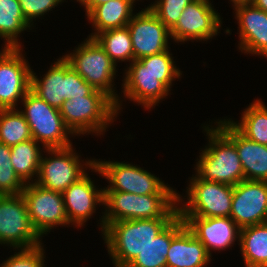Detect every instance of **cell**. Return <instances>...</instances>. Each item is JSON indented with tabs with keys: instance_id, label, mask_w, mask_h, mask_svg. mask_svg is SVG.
<instances>
[{
	"instance_id": "1f68e13d",
	"label": "cell",
	"mask_w": 267,
	"mask_h": 267,
	"mask_svg": "<svg viewBox=\"0 0 267 267\" xmlns=\"http://www.w3.org/2000/svg\"><path fill=\"white\" fill-rule=\"evenodd\" d=\"M10 157L11 148L0 143V195H20L25 187L13 169Z\"/></svg>"
},
{
	"instance_id": "74e56055",
	"label": "cell",
	"mask_w": 267,
	"mask_h": 267,
	"mask_svg": "<svg viewBox=\"0 0 267 267\" xmlns=\"http://www.w3.org/2000/svg\"><path fill=\"white\" fill-rule=\"evenodd\" d=\"M230 2H232V7L236 6V5H240V4H246V3H251L252 0H231Z\"/></svg>"
},
{
	"instance_id": "e0dca14e",
	"label": "cell",
	"mask_w": 267,
	"mask_h": 267,
	"mask_svg": "<svg viewBox=\"0 0 267 267\" xmlns=\"http://www.w3.org/2000/svg\"><path fill=\"white\" fill-rule=\"evenodd\" d=\"M122 80L124 98L151 109L170 94V90L139 61L130 62Z\"/></svg>"
},
{
	"instance_id": "7c38bea8",
	"label": "cell",
	"mask_w": 267,
	"mask_h": 267,
	"mask_svg": "<svg viewBox=\"0 0 267 267\" xmlns=\"http://www.w3.org/2000/svg\"><path fill=\"white\" fill-rule=\"evenodd\" d=\"M22 195L30 221L41 237L54 227L70 226L61 192L46 189L33 182L25 184Z\"/></svg>"
},
{
	"instance_id": "4316f807",
	"label": "cell",
	"mask_w": 267,
	"mask_h": 267,
	"mask_svg": "<svg viewBox=\"0 0 267 267\" xmlns=\"http://www.w3.org/2000/svg\"><path fill=\"white\" fill-rule=\"evenodd\" d=\"M241 120L230 123L246 138L267 146V106L260 99L254 100L242 112ZM240 122V123H239Z\"/></svg>"
},
{
	"instance_id": "4fadbf2b",
	"label": "cell",
	"mask_w": 267,
	"mask_h": 267,
	"mask_svg": "<svg viewBox=\"0 0 267 267\" xmlns=\"http://www.w3.org/2000/svg\"><path fill=\"white\" fill-rule=\"evenodd\" d=\"M210 0H194L181 13L177 24L170 30L174 42L208 41L216 36L222 19Z\"/></svg>"
},
{
	"instance_id": "4dcf8cb0",
	"label": "cell",
	"mask_w": 267,
	"mask_h": 267,
	"mask_svg": "<svg viewBox=\"0 0 267 267\" xmlns=\"http://www.w3.org/2000/svg\"><path fill=\"white\" fill-rule=\"evenodd\" d=\"M172 54L170 50L147 56L139 59V61L148 69V71L158 77L170 91L173 81L182 76V72L174 64Z\"/></svg>"
},
{
	"instance_id": "d6a6232c",
	"label": "cell",
	"mask_w": 267,
	"mask_h": 267,
	"mask_svg": "<svg viewBox=\"0 0 267 267\" xmlns=\"http://www.w3.org/2000/svg\"><path fill=\"white\" fill-rule=\"evenodd\" d=\"M194 0H155L147 6L171 30L178 22L185 7Z\"/></svg>"
},
{
	"instance_id": "e575fe53",
	"label": "cell",
	"mask_w": 267,
	"mask_h": 267,
	"mask_svg": "<svg viewBox=\"0 0 267 267\" xmlns=\"http://www.w3.org/2000/svg\"><path fill=\"white\" fill-rule=\"evenodd\" d=\"M64 1L66 0H19L23 16L31 26L34 25L33 20L40 19Z\"/></svg>"
},
{
	"instance_id": "d590c367",
	"label": "cell",
	"mask_w": 267,
	"mask_h": 267,
	"mask_svg": "<svg viewBox=\"0 0 267 267\" xmlns=\"http://www.w3.org/2000/svg\"><path fill=\"white\" fill-rule=\"evenodd\" d=\"M111 0H77L81 6L85 8V14L87 15L95 6L109 2Z\"/></svg>"
},
{
	"instance_id": "44dd1931",
	"label": "cell",
	"mask_w": 267,
	"mask_h": 267,
	"mask_svg": "<svg viewBox=\"0 0 267 267\" xmlns=\"http://www.w3.org/2000/svg\"><path fill=\"white\" fill-rule=\"evenodd\" d=\"M217 121L215 124L235 143L244 179L267 181V146L246 138L228 119Z\"/></svg>"
},
{
	"instance_id": "836d02e7",
	"label": "cell",
	"mask_w": 267,
	"mask_h": 267,
	"mask_svg": "<svg viewBox=\"0 0 267 267\" xmlns=\"http://www.w3.org/2000/svg\"><path fill=\"white\" fill-rule=\"evenodd\" d=\"M44 245L26 249H18L19 252L8 257L0 264V267H45Z\"/></svg>"
},
{
	"instance_id": "83f0119b",
	"label": "cell",
	"mask_w": 267,
	"mask_h": 267,
	"mask_svg": "<svg viewBox=\"0 0 267 267\" xmlns=\"http://www.w3.org/2000/svg\"><path fill=\"white\" fill-rule=\"evenodd\" d=\"M32 29L23 16L19 0H0V38L11 48H21L22 31Z\"/></svg>"
},
{
	"instance_id": "8fae6325",
	"label": "cell",
	"mask_w": 267,
	"mask_h": 267,
	"mask_svg": "<svg viewBox=\"0 0 267 267\" xmlns=\"http://www.w3.org/2000/svg\"><path fill=\"white\" fill-rule=\"evenodd\" d=\"M41 240L30 221L23 195H0V244L16 251L38 246Z\"/></svg>"
},
{
	"instance_id": "484cf974",
	"label": "cell",
	"mask_w": 267,
	"mask_h": 267,
	"mask_svg": "<svg viewBox=\"0 0 267 267\" xmlns=\"http://www.w3.org/2000/svg\"><path fill=\"white\" fill-rule=\"evenodd\" d=\"M40 147V144L34 139L10 147L13 169L24 184L33 183L37 180L43 153ZM34 176H36V179L33 180Z\"/></svg>"
},
{
	"instance_id": "7a4b0ae2",
	"label": "cell",
	"mask_w": 267,
	"mask_h": 267,
	"mask_svg": "<svg viewBox=\"0 0 267 267\" xmlns=\"http://www.w3.org/2000/svg\"><path fill=\"white\" fill-rule=\"evenodd\" d=\"M105 212L100 226L103 233L109 223L152 218H176L177 194L136 195L120 191H104Z\"/></svg>"
},
{
	"instance_id": "9a60e30c",
	"label": "cell",
	"mask_w": 267,
	"mask_h": 267,
	"mask_svg": "<svg viewBox=\"0 0 267 267\" xmlns=\"http://www.w3.org/2000/svg\"><path fill=\"white\" fill-rule=\"evenodd\" d=\"M127 27L130 31L134 60L168 50L170 30L148 7L136 12Z\"/></svg>"
},
{
	"instance_id": "d4e9b609",
	"label": "cell",
	"mask_w": 267,
	"mask_h": 267,
	"mask_svg": "<svg viewBox=\"0 0 267 267\" xmlns=\"http://www.w3.org/2000/svg\"><path fill=\"white\" fill-rule=\"evenodd\" d=\"M238 245L245 267H267V222L241 228Z\"/></svg>"
},
{
	"instance_id": "8992f818",
	"label": "cell",
	"mask_w": 267,
	"mask_h": 267,
	"mask_svg": "<svg viewBox=\"0 0 267 267\" xmlns=\"http://www.w3.org/2000/svg\"><path fill=\"white\" fill-rule=\"evenodd\" d=\"M24 110L19 111L25 117L32 138L41 143L42 150L52 148H66L73 146L69 135L75 136L66 126L60 111L50 106L29 90L21 101Z\"/></svg>"
},
{
	"instance_id": "603a6c76",
	"label": "cell",
	"mask_w": 267,
	"mask_h": 267,
	"mask_svg": "<svg viewBox=\"0 0 267 267\" xmlns=\"http://www.w3.org/2000/svg\"><path fill=\"white\" fill-rule=\"evenodd\" d=\"M136 1L139 0H111L95 6L86 15L95 31L88 38H94L100 32L126 27L134 15Z\"/></svg>"
},
{
	"instance_id": "6da1fadb",
	"label": "cell",
	"mask_w": 267,
	"mask_h": 267,
	"mask_svg": "<svg viewBox=\"0 0 267 267\" xmlns=\"http://www.w3.org/2000/svg\"><path fill=\"white\" fill-rule=\"evenodd\" d=\"M174 219H135L109 223L102 237L114 266L127 267Z\"/></svg>"
},
{
	"instance_id": "5b68a950",
	"label": "cell",
	"mask_w": 267,
	"mask_h": 267,
	"mask_svg": "<svg viewBox=\"0 0 267 267\" xmlns=\"http://www.w3.org/2000/svg\"><path fill=\"white\" fill-rule=\"evenodd\" d=\"M68 53L64 59L95 90L102 91L115 103L118 113L123 109L122 101L115 92L117 65L106 54L105 50L94 38H88ZM114 87V88H113Z\"/></svg>"
},
{
	"instance_id": "3957f363",
	"label": "cell",
	"mask_w": 267,
	"mask_h": 267,
	"mask_svg": "<svg viewBox=\"0 0 267 267\" xmlns=\"http://www.w3.org/2000/svg\"><path fill=\"white\" fill-rule=\"evenodd\" d=\"M203 128L208 137V146L201 150L195 174L205 181L232 186L243 181L244 171L235 143L217 125H205Z\"/></svg>"
},
{
	"instance_id": "f35d334b",
	"label": "cell",
	"mask_w": 267,
	"mask_h": 267,
	"mask_svg": "<svg viewBox=\"0 0 267 267\" xmlns=\"http://www.w3.org/2000/svg\"><path fill=\"white\" fill-rule=\"evenodd\" d=\"M11 49V47L4 43V47L2 49V51H0V59Z\"/></svg>"
},
{
	"instance_id": "f546056e",
	"label": "cell",
	"mask_w": 267,
	"mask_h": 267,
	"mask_svg": "<svg viewBox=\"0 0 267 267\" xmlns=\"http://www.w3.org/2000/svg\"><path fill=\"white\" fill-rule=\"evenodd\" d=\"M30 139V127L18 108L0 109V143L12 147Z\"/></svg>"
},
{
	"instance_id": "9c48e42d",
	"label": "cell",
	"mask_w": 267,
	"mask_h": 267,
	"mask_svg": "<svg viewBox=\"0 0 267 267\" xmlns=\"http://www.w3.org/2000/svg\"><path fill=\"white\" fill-rule=\"evenodd\" d=\"M91 170L109 182V185L103 188L104 191H120L136 195L177 194L159 177L128 162L95 159V165Z\"/></svg>"
},
{
	"instance_id": "ba28073f",
	"label": "cell",
	"mask_w": 267,
	"mask_h": 267,
	"mask_svg": "<svg viewBox=\"0 0 267 267\" xmlns=\"http://www.w3.org/2000/svg\"><path fill=\"white\" fill-rule=\"evenodd\" d=\"M40 78L31 71L30 90L58 110L65 100L92 95L96 91L63 56L50 66L43 78Z\"/></svg>"
},
{
	"instance_id": "8d00e7d4",
	"label": "cell",
	"mask_w": 267,
	"mask_h": 267,
	"mask_svg": "<svg viewBox=\"0 0 267 267\" xmlns=\"http://www.w3.org/2000/svg\"><path fill=\"white\" fill-rule=\"evenodd\" d=\"M255 7L267 12V0H252L251 2Z\"/></svg>"
},
{
	"instance_id": "d6986e66",
	"label": "cell",
	"mask_w": 267,
	"mask_h": 267,
	"mask_svg": "<svg viewBox=\"0 0 267 267\" xmlns=\"http://www.w3.org/2000/svg\"><path fill=\"white\" fill-rule=\"evenodd\" d=\"M238 23V49L245 54L261 55L267 58V12L252 3L233 7Z\"/></svg>"
},
{
	"instance_id": "2e32d148",
	"label": "cell",
	"mask_w": 267,
	"mask_h": 267,
	"mask_svg": "<svg viewBox=\"0 0 267 267\" xmlns=\"http://www.w3.org/2000/svg\"><path fill=\"white\" fill-rule=\"evenodd\" d=\"M230 218L240 227L267 222V181L243 180L233 189Z\"/></svg>"
},
{
	"instance_id": "52a82bcc",
	"label": "cell",
	"mask_w": 267,
	"mask_h": 267,
	"mask_svg": "<svg viewBox=\"0 0 267 267\" xmlns=\"http://www.w3.org/2000/svg\"><path fill=\"white\" fill-rule=\"evenodd\" d=\"M189 179L187 195L182 199L177 193L180 217H230L234 186L205 181L196 174ZM185 197L187 202H184Z\"/></svg>"
},
{
	"instance_id": "277c9868",
	"label": "cell",
	"mask_w": 267,
	"mask_h": 267,
	"mask_svg": "<svg viewBox=\"0 0 267 267\" xmlns=\"http://www.w3.org/2000/svg\"><path fill=\"white\" fill-rule=\"evenodd\" d=\"M66 126L74 135H104L118 115L116 103L102 91L65 100L59 109Z\"/></svg>"
},
{
	"instance_id": "cb8c5ba5",
	"label": "cell",
	"mask_w": 267,
	"mask_h": 267,
	"mask_svg": "<svg viewBox=\"0 0 267 267\" xmlns=\"http://www.w3.org/2000/svg\"><path fill=\"white\" fill-rule=\"evenodd\" d=\"M185 226L178 215L127 267H167L171 241Z\"/></svg>"
},
{
	"instance_id": "5bb4252c",
	"label": "cell",
	"mask_w": 267,
	"mask_h": 267,
	"mask_svg": "<svg viewBox=\"0 0 267 267\" xmlns=\"http://www.w3.org/2000/svg\"><path fill=\"white\" fill-rule=\"evenodd\" d=\"M21 48H11L0 59V109L16 108L31 87V71Z\"/></svg>"
},
{
	"instance_id": "f1b7e54d",
	"label": "cell",
	"mask_w": 267,
	"mask_h": 267,
	"mask_svg": "<svg viewBox=\"0 0 267 267\" xmlns=\"http://www.w3.org/2000/svg\"><path fill=\"white\" fill-rule=\"evenodd\" d=\"M94 39L116 65L120 61L134 60L130 31L127 26L100 32Z\"/></svg>"
},
{
	"instance_id": "30bf717a",
	"label": "cell",
	"mask_w": 267,
	"mask_h": 267,
	"mask_svg": "<svg viewBox=\"0 0 267 267\" xmlns=\"http://www.w3.org/2000/svg\"><path fill=\"white\" fill-rule=\"evenodd\" d=\"M45 151L49 157H43L42 154L35 183L49 190L63 193L71 184L86 174L88 167L90 170L95 165L94 158L84 163L72 146L45 149Z\"/></svg>"
},
{
	"instance_id": "ffe728a7",
	"label": "cell",
	"mask_w": 267,
	"mask_h": 267,
	"mask_svg": "<svg viewBox=\"0 0 267 267\" xmlns=\"http://www.w3.org/2000/svg\"><path fill=\"white\" fill-rule=\"evenodd\" d=\"M88 175L86 173L62 193L69 223L75 227L81 228L96 212L97 205H104V189L96 188Z\"/></svg>"
},
{
	"instance_id": "ac0fdd59",
	"label": "cell",
	"mask_w": 267,
	"mask_h": 267,
	"mask_svg": "<svg viewBox=\"0 0 267 267\" xmlns=\"http://www.w3.org/2000/svg\"><path fill=\"white\" fill-rule=\"evenodd\" d=\"M187 228L205 246L209 256L212 250L231 248L240 239L241 228L230 217H181Z\"/></svg>"
},
{
	"instance_id": "7402d4cb",
	"label": "cell",
	"mask_w": 267,
	"mask_h": 267,
	"mask_svg": "<svg viewBox=\"0 0 267 267\" xmlns=\"http://www.w3.org/2000/svg\"><path fill=\"white\" fill-rule=\"evenodd\" d=\"M205 246L185 226L171 241L167 267H205L211 262Z\"/></svg>"
}]
</instances>
